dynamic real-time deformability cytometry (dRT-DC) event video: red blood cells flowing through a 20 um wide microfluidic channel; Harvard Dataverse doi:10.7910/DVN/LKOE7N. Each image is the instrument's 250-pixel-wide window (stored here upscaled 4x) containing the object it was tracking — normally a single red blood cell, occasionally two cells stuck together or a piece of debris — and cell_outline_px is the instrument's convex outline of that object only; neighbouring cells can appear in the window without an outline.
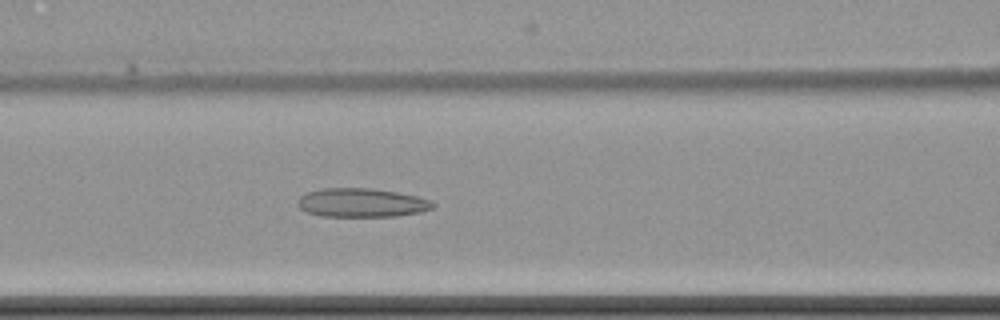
{"species": "common noctule bat (a hibernating species)", "species_latin": "Nyctalus noctula", "temperature_condition": "cold", "stored_images_in_passage": 8, "camera_frame_rate_fps": 3000, "um_per_image_px": 0.085, "animal": {"sex": "female", "body_mass_g": 22.7, "forearm_length_mm": 54.2}, "frame": {"image": 1, "passage_image": 8, "time_ms": 9.333, "image_size_px": [1000, 320], "cell_outline_px": [[436, 204], [432, 208], [420, 212], [396, 216], [320, 216], [308, 212], [300, 208], [296, 204], [296, 200], [300, 196], [308, 192], [320, 188], [372, 188], [396, 192], [416, 196], [432, 200]], "centroid_in_image_um": [30.72, 17.22], "position_along_channel_um": 135.9, "area_um2": 22.77}}